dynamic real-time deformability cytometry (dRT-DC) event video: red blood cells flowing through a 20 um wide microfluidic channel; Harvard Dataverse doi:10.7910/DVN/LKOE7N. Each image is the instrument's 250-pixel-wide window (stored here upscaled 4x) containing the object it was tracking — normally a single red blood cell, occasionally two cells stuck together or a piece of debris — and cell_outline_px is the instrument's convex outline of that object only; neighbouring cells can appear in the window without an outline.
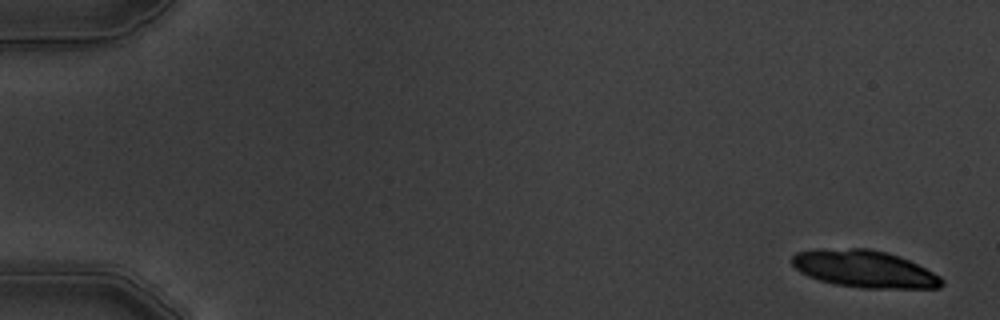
{"species": "common noctule bat (a hibernating species)", "species_latin": "Nyctalus noctula", "temperature_condition": "warm", "stored_images_in_passage": 6, "camera_frame_rate_fps": 3000, "um_per_image_px": 0.085, "animal": {"sex": "male", "body_mass_g": 19.5, "forearm_length_mm": 54.6}, "frame": {"image": 1, "passage_image": 1, "time_ms": 0.0, "image_size_px": [1000, 320], "cell_outline_px": [[944, 284], [940, 288], [864, 288], [836, 284], [820, 280], [808, 276], [800, 272], [792, 264], [792, 256], [796, 252], [820, 248], [868, 248], [888, 252], [900, 256], [940, 276], [944, 280]], "centroid_in_image_um": [73.46, 22.85], "position_along_channel_um": 11.5, "area_um2": 32.54}}